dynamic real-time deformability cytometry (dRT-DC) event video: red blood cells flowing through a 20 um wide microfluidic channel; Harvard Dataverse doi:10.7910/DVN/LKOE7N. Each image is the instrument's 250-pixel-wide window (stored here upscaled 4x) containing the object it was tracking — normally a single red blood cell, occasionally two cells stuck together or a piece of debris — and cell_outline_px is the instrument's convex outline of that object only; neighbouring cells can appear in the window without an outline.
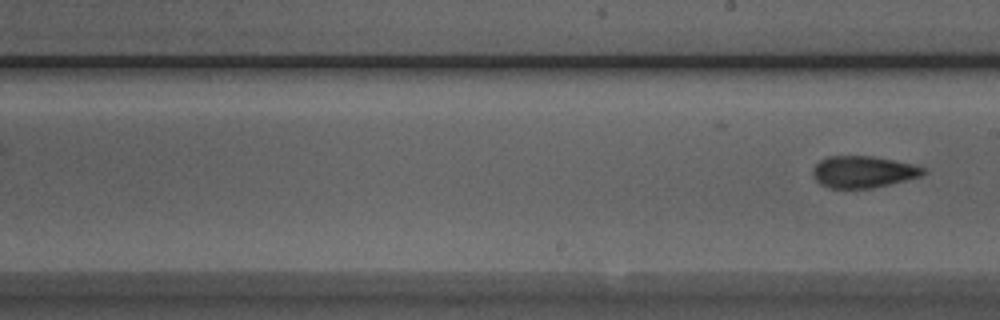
{"species": "Egyptian fruit bat (a non-hibernating species)", "species_latin": "Rousettus aegyptiacus", "temperature_condition": "room temperature", "stored_images_in_passage": 8, "camera_frame_rate_fps": 3000, "um_per_image_px": 0.085, "animal": {"sex": "male"}, "frame": {"image": 1, "passage_image": 8, "time_ms": 8.333, "image_size_px": [1000, 320], "cell_outline_px": [[928, 172], [920, 176], [872, 188], [828, 188], [820, 184], [812, 176], [812, 168], [820, 160], [828, 156], [872, 156], [912, 164], [928, 168]], "centroid_in_image_um": [73.35, 14.6], "position_along_channel_um": 215.7, "area_um2": 20.46}}